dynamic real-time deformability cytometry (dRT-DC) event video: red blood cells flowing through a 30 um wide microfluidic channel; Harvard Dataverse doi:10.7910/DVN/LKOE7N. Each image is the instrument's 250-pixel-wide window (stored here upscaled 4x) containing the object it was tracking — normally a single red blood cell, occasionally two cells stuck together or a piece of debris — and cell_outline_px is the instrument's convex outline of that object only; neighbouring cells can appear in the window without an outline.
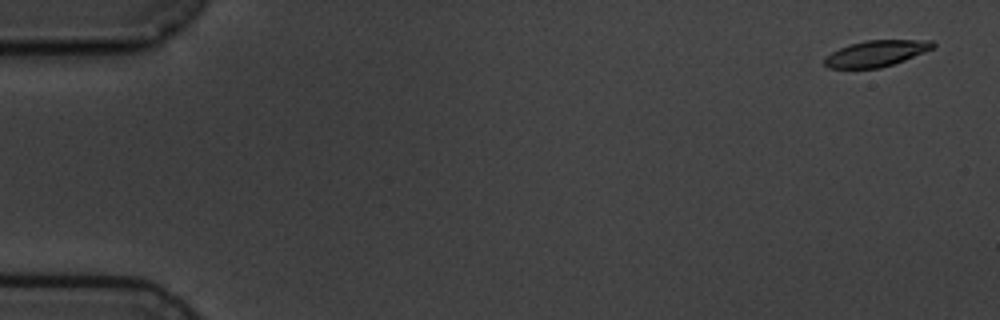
{"species": "common noctule bat (a hibernating species)", "species_latin": "Nyctalus noctula", "temperature_condition": "cold", "stored_images_in_passage": 5, "camera_frame_rate_fps": 3000, "um_per_image_px": 0.085, "animal": {"sex": "male", "body_mass_g": 19.5, "forearm_length_mm": 54.6}, "frame": {"image": 1, "passage_image": 1, "time_ms": 0.0, "image_size_px": [1000, 320], "cell_outline_px": [[936, 48], [904, 60], [880, 68], [828, 68], [824, 64], [824, 60], [832, 52], [840, 48], [864, 40], [932, 40], [936, 44]], "centroid_in_image_um": [74.53, 4.53], "position_along_channel_um": 10.5, "area_um2": 16.42}}
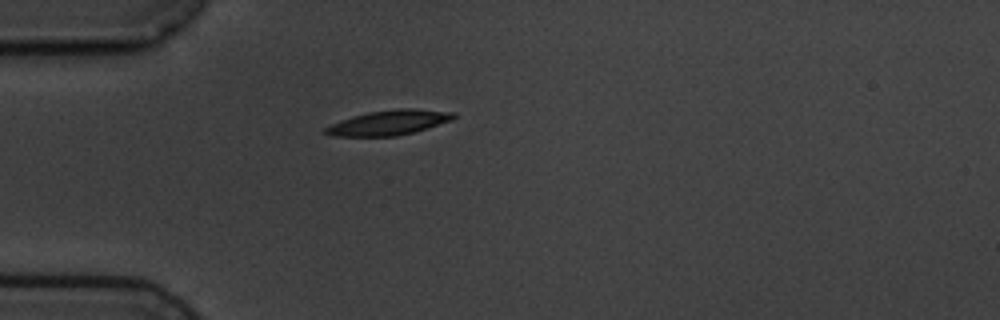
{"frame": {"image": 2, "passage_image": 5, "time_ms": 4.667, "image_size_px": [1000, 320], "cell_outline_px": [[456, 116], [452, 120], [428, 128], [396, 136], [332, 136], [320, 132], [324, 128], [340, 120], [352, 116], [368, 112], [396, 108], [412, 108], [456, 112]], "centroid_in_image_um": [33.04, 10.41], "position_along_channel_um": 52.0, "area_um2": 18.73}}